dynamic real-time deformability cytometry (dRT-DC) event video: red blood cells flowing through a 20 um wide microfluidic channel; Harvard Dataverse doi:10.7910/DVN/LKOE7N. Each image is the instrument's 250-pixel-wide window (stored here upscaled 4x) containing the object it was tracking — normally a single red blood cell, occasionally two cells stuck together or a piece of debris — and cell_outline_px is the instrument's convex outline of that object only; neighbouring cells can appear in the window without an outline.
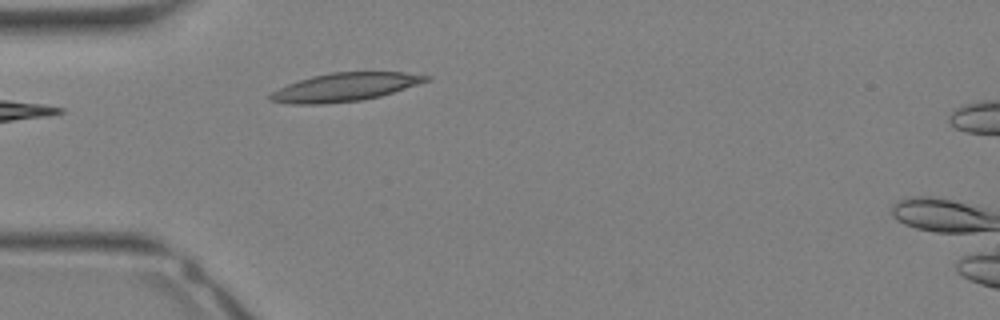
{"species": "Egyptian fruit bat (a non-hibernating species)", "species_latin": "Rousettus aegyptiacus", "temperature_condition": "warm", "stored_images_in_passage": 2, "camera_frame_rate_fps": 3000, "um_per_image_px": 0.085, "animal": {"sex": "female"}, "frame": {"image": 1, "passage_image": 1, "time_ms": 0.0, "image_size_px": [1000, 320], "cell_outline_px": [[432, 76], [428, 80], [380, 96], [360, 100], [324, 104], [288, 104], [268, 100], [268, 96], [272, 92], [288, 84], [312, 76], [332, 72], [404, 72]], "centroid_in_image_um": [29.27, 7.41], "position_along_channel_um": 55.7, "area_um2": 25.37}}